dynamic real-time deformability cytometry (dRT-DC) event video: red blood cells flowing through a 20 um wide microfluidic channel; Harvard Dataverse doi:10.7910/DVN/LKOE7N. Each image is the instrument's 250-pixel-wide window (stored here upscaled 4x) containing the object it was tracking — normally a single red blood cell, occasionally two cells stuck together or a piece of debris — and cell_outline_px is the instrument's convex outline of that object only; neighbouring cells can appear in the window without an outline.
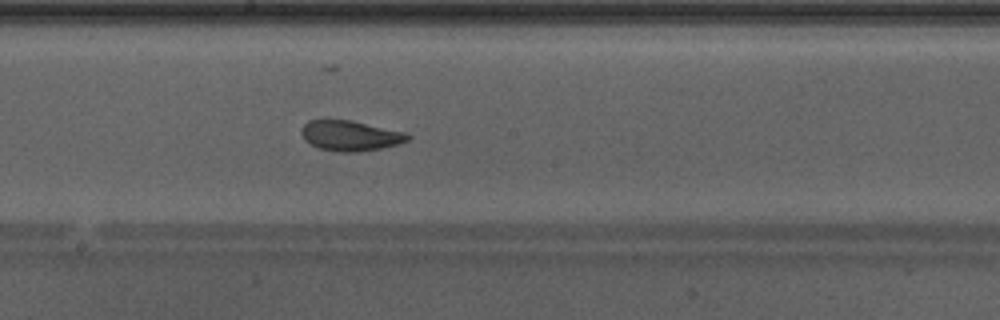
{"species": "Egyptian fruit bat (a non-hibernating species)", "species_latin": "Rousettus aegyptiacus", "temperature_condition": "warm", "stored_images_in_passage": 45, "camera_frame_rate_fps": 3000, "um_per_image_px": 0.085, "animal": {"sex": "male"}, "frame": {"image": 1, "passage_image": 26, "time_ms": 8.333, "image_size_px": [1000, 320], "cell_outline_px": [[412, 136], [408, 140], [400, 144], [380, 148], [356, 152], [336, 152], [320, 148], [304, 140], [300, 132], [304, 124], [308, 120], [328, 116], [352, 120], [408, 132]], "centroid_in_image_um": [29.76, 11.48], "position_along_channel_um": 218.4, "area_um2": 19.59}, "authors_computed_cell_mechanics": {"area_um2": 20.3456, "velocity_mm_per_s": 4.2699, "shape_relaxation_time_tau1_ms": 4.8048, "shape_relaxation_time_tau2_ms": 1.0073, "deformation_change_tau1": 0.1525, "deformation_change_tau2": 0.0677}}